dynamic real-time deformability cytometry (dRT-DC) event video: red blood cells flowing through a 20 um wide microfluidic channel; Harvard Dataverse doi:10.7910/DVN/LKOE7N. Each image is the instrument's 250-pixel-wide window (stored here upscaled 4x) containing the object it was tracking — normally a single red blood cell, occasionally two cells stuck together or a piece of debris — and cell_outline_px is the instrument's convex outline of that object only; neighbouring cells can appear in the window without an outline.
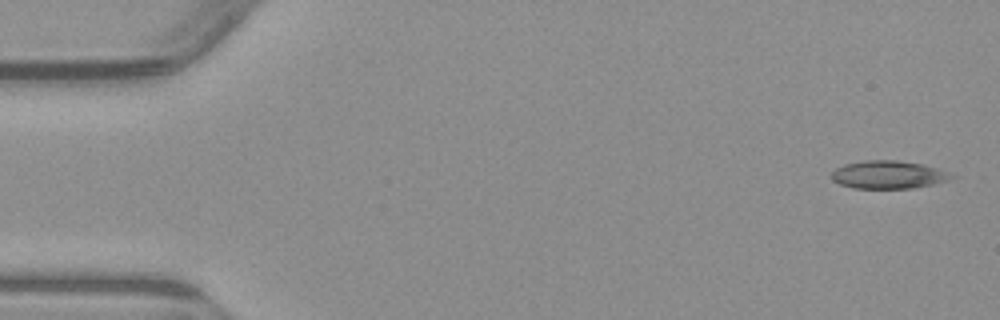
{"species": "common noctule bat (a hibernating species)", "species_latin": "Nyctalus noctula", "temperature_condition": "warm", "stored_images_in_passage": 6, "camera_frame_rate_fps": 3000, "um_per_image_px": 0.085, "animal": {"sex": "male", "body_mass_g": 23.1, "forearm_length_mm": 52.7}, "frame": {"image": 1, "passage_image": 1, "time_ms": 0.0, "image_size_px": [1000, 320], "cell_outline_px": [[960, 176], [948, 180], [932, 184], [912, 188], [852, 188], [840, 184], [832, 180], [832, 172], [836, 168], [844, 164], [864, 160], [896, 160], [920, 164], [936, 168]], "centroid_in_image_um": [75.51, 14.85], "position_along_channel_um": 9.5, "area_um2": 19.48}}
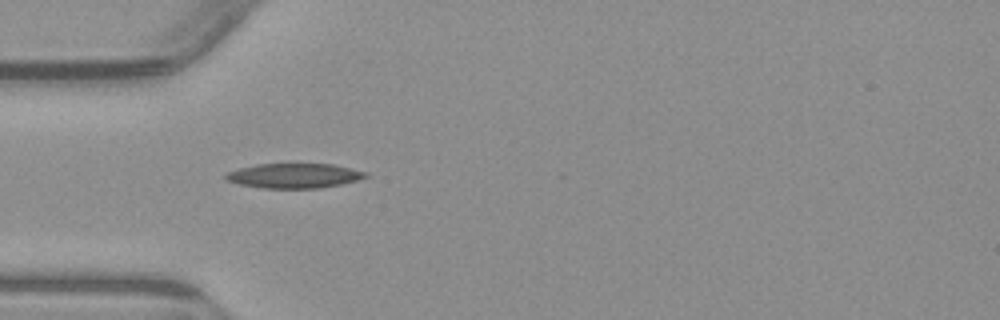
{"frame": {"image": 2, "passage_image": 5, "time_ms": 4.667, "image_size_px": [1000, 320], "cell_outline_px": [[368, 176], [356, 180], [340, 184], [320, 188], [264, 188], [240, 184], [224, 180], [224, 176], [228, 172], [240, 168], [256, 164], [332, 164], [368, 172]], "centroid_in_image_um": [24.98, 14.93], "position_along_channel_um": 60.0, "area_um2": 20.0}}
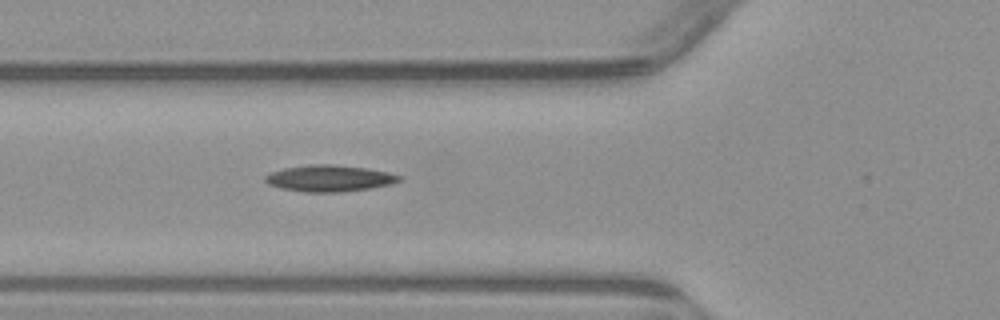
{"frame": {"image": 3, "passage_image": 6, "time_ms": 5.667, "image_size_px": [1000, 320], "cell_outline_px": [[400, 180], [392, 184], [372, 188], [340, 192], [304, 192], [280, 188], [268, 184], [264, 180], [264, 176], [272, 172], [284, 168], [308, 164], [332, 164], [368, 168], [388, 172], [400, 176]], "centroid_in_image_um": [27.98, 15.15], "position_along_channel_um": 97.8, "area_um2": 20.75}}